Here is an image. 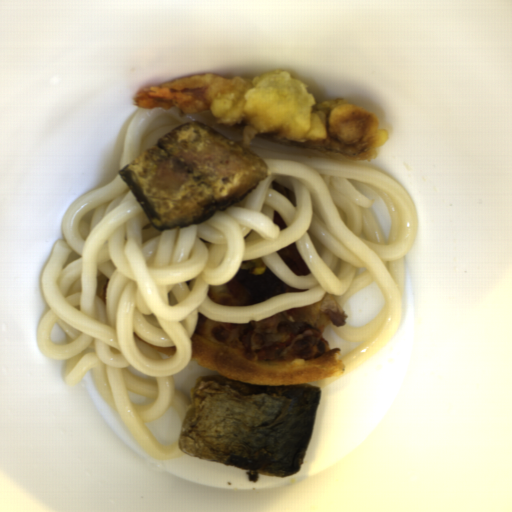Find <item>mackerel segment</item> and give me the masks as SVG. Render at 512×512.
Returning <instances> with one entry per match:
<instances>
[{"mask_svg": "<svg viewBox=\"0 0 512 512\" xmlns=\"http://www.w3.org/2000/svg\"><path fill=\"white\" fill-rule=\"evenodd\" d=\"M321 391L254 385L223 374L194 379L177 446L192 457L259 475L293 476L309 447Z\"/></svg>", "mask_w": 512, "mask_h": 512, "instance_id": "1", "label": "mackerel segment"}, {"mask_svg": "<svg viewBox=\"0 0 512 512\" xmlns=\"http://www.w3.org/2000/svg\"><path fill=\"white\" fill-rule=\"evenodd\" d=\"M117 175L155 229L202 224L266 180V163L200 120L173 128Z\"/></svg>", "mask_w": 512, "mask_h": 512, "instance_id": "2", "label": "mackerel segment"}]
</instances>
